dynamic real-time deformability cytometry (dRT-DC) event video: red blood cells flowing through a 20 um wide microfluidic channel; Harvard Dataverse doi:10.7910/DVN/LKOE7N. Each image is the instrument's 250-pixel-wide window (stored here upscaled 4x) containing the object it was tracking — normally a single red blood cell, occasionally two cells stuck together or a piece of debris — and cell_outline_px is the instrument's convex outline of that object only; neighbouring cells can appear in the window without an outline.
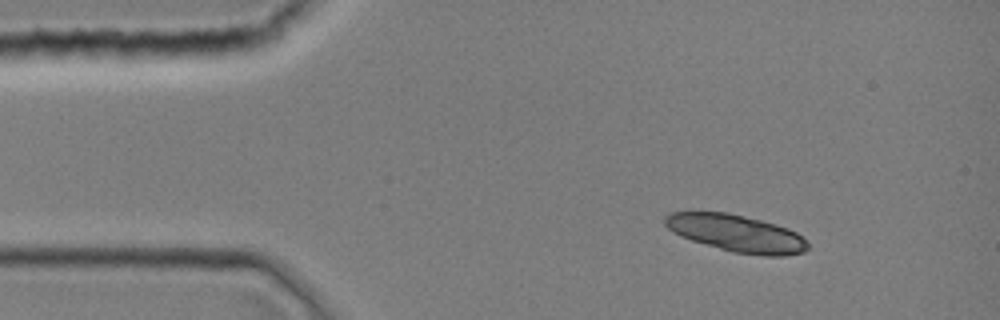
{"species": "common noctule bat (a hibernating species)", "species_latin": "Nyctalus noctula", "temperature_condition": "room temperature", "stored_images_in_passage": 38, "segment_of_instrument_passage": [1, 2], "camera_frame_rate_fps": 3000, "um_per_image_px": 0.085, "animal": {"sex": "female", "body_mass_g": 19.0, "forearm_length_mm": 51.5}, "frame": {"image": 1, "passage_image": 1, "time_ms": 0.0, "image_size_px": [1000, 320], "cell_outline_px": [[808, 248], [804, 252], [784, 256], [764, 256], [732, 252], [692, 240], [680, 236], [672, 232], [664, 224], [664, 216], [672, 212], [728, 212], [776, 224], [788, 228], [796, 232], [808, 244]], "centroid_in_image_um": [62.58, 19.83], "position_along_channel_um": 22.4, "area_um2": 30.81}}